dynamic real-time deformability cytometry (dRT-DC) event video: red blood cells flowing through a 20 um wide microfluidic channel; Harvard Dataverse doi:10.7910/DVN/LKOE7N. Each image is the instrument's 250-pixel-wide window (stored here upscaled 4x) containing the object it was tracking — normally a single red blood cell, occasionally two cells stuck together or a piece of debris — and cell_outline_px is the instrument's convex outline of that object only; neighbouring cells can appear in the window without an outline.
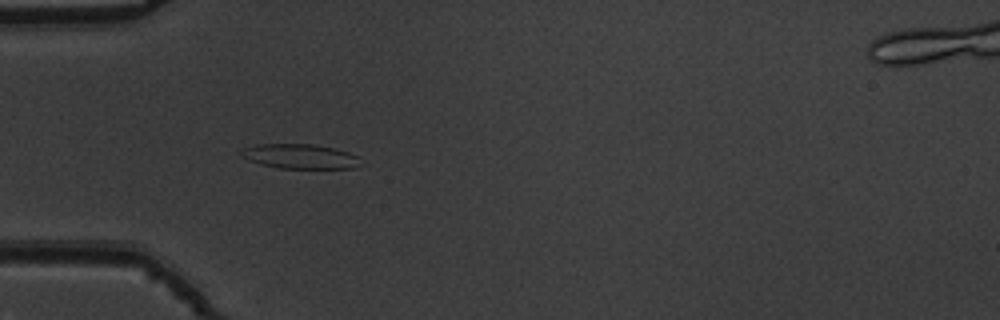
{"species": "common noctule bat (a hibernating species)", "species_latin": "Nyctalus noctula", "temperature_condition": "warm", "stored_images_in_passage": 38, "camera_frame_rate_fps": 3000, "um_per_image_px": 0.085, "animal": {"sex": "male", "body_mass_g": 19.5, "forearm_length_mm": 54.6}, "frame": {"image": 1, "passage_image": 1, "time_ms": 0.0, "image_size_px": [1000, 320], "cell_outline_px": [[356, 168], [276, 168], [260, 164], [248, 160], [240, 156], [236, 152], [244, 148], [256, 144], [312, 144], [336, 148], [348, 152], [356, 156]], "centroid_in_image_um": [25.37, 13.28], "position_along_channel_um": 59.6, "area_um2": 17.11}}
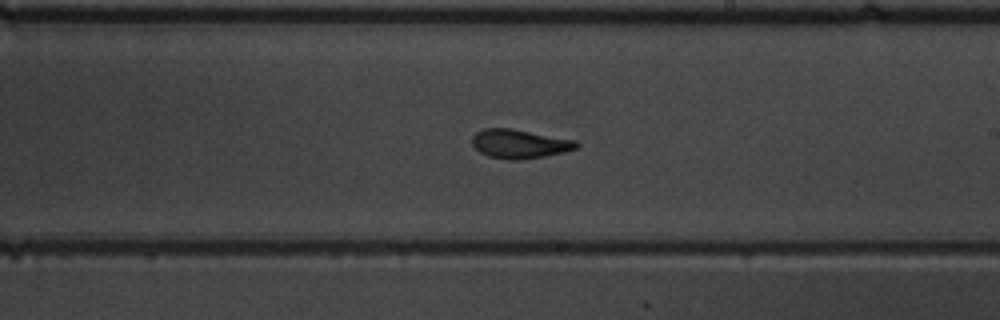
{"frame": {"image": 2, "passage_image": 16, "time_ms": 5.0, "image_size_px": [1000, 320], "cell_outline_px": [[580, 144], [576, 148], [564, 152], [544, 156], [520, 160], [508, 160], [488, 156], [480, 152], [472, 144], [472, 136], [476, 132], [484, 128], [512, 128], [576, 140]], "centroid_in_image_um": [44.15, 12.22], "position_along_channel_um": 244.8, "area_um2": 17.69}}
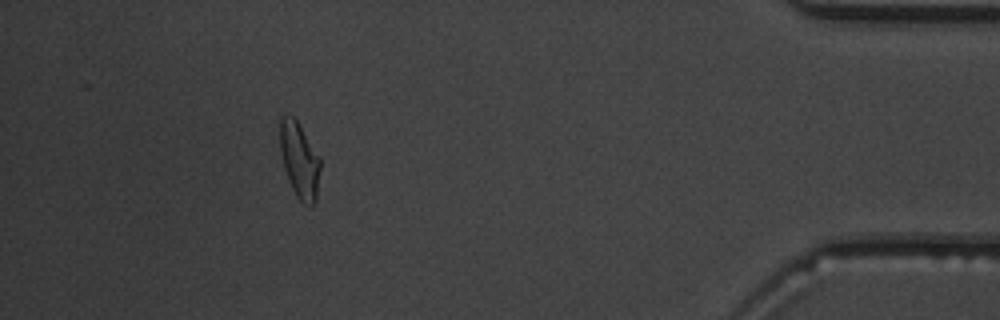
{"frame": {"image": 3, "passage_image": 33, "time_ms": 10.667, "image_size_px": [1000, 320], "cell_outline_px": [[320, 168], [316, 200], [312, 208], [308, 208], [296, 196], [288, 180], [284, 168], [280, 152], [280, 116], [292, 116], [296, 120], [320, 156]], "centroid_in_image_um": [25.46, 13.67], "position_along_channel_um": 409.7, "area_um2": 17.86}, "authors_computed_cell_mechanics": {"area_um2": 17.629, "velocity_mm_per_s": 3.8074, "shape_relaxation_time_tau1_ms": 3.6461, "shape_relaxation_time_tau2_ms": 2.7512, "deformation_change_tau1": 0.1366, "deformation_change_tau2": 0.1074}}